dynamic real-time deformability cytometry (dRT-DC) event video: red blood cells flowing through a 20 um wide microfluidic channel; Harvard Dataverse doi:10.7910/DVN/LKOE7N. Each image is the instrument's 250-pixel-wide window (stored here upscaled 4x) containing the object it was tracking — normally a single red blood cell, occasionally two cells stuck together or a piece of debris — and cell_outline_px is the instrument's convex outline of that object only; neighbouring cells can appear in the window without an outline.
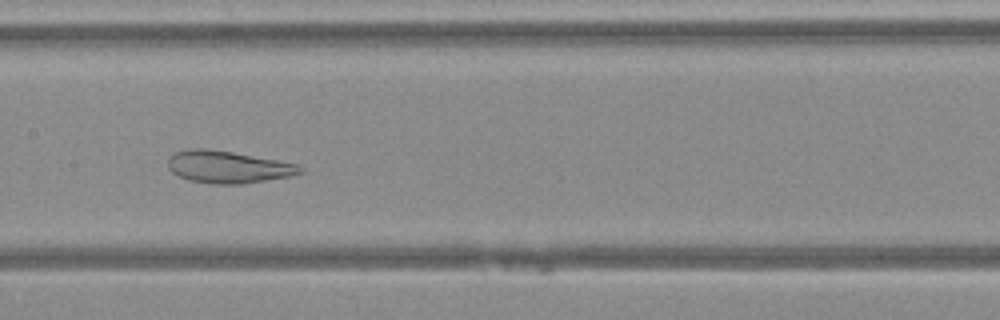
{"species": "Egyptian fruit bat (a non-hibernating species)", "species_latin": "Rousettus aegyptiacus", "temperature_condition": "warm", "stored_images_in_passage": 48, "camera_frame_rate_fps": 3000, "um_per_image_px": 0.085, "animal": {"sex": "female"}, "frame": {"image": 1, "passage_image": 23, "time_ms": 7.333, "image_size_px": [1000, 320], "cell_outline_px": [[304, 172], [288, 176], [240, 184], [212, 184], [188, 180], [172, 172], [168, 168], [168, 160], [176, 152], [192, 148], [204, 148], [232, 152], [300, 164], [304, 168]], "centroid_in_image_um": [19.39, 14.19], "position_along_channel_um": 188.0, "area_um2": 24.62}}
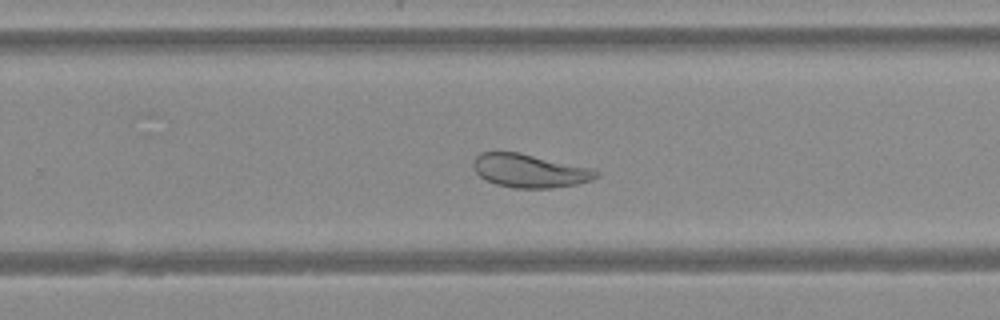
{"frame": {"image": 2, "passage_image": 30, "time_ms": 9.667, "image_size_px": [1000, 320], "cell_outline_px": [[600, 176], [592, 180], [576, 184], [552, 188], [516, 188], [496, 184], [480, 176], [476, 172], [472, 164], [476, 156], [480, 152], [520, 152], [592, 168], [600, 172]], "centroid_in_image_um": [45.05, 14.51], "position_along_channel_um": 284.7, "area_um2": 23.99}}
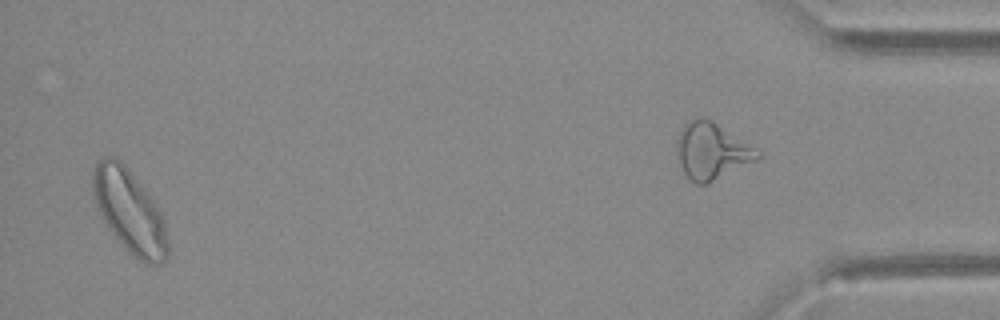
{"frame": {"image": 3, "passage_image": 46, "time_ms": 15.0, "image_size_px": [1000, 320], "cell_outline_px": [[168, 260], [164, 264], [148, 264], [132, 256], [124, 248], [108, 228], [100, 212], [92, 192], [92, 176], [96, 164], [104, 156], [116, 156], [128, 168], [152, 200], [160, 212], [164, 220], [168, 244]], "centroid_in_image_um": [11.02, 17.99], "position_along_channel_um": 424.2, "area_um2": 36.13}}